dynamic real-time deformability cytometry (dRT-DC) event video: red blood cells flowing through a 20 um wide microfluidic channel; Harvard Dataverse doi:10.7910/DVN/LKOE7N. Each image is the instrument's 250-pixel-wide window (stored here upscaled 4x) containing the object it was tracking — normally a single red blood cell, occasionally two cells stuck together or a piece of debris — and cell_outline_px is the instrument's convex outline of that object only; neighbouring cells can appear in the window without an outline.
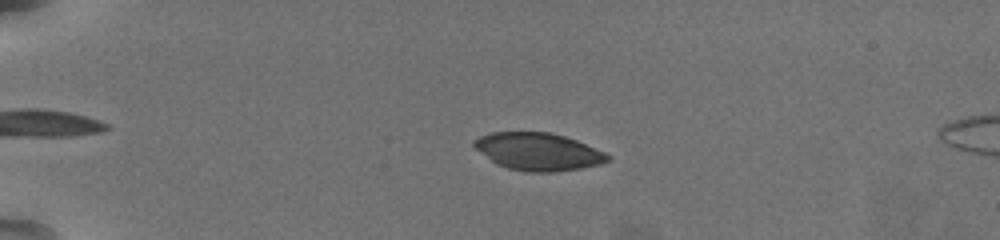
{"species": "common noctule bat (a hibernating species)", "species_latin": "Nyctalus noctula", "temperature_condition": "warm", "stored_images_in_passage": 23, "camera_frame_rate_fps": 3000, "um_per_image_px": 0.085, "animal": {"sex": "female", "body_mass_g": 19.5, "forearm_length_mm": 54.1}, "frame": {"image": 1, "passage_image": 16, "time_ms": 5.0, "image_size_px": [1000, 240], "cell_outline_px": [[608, 160], [596, 164], [580, 168], [548, 172], [528, 172], [508, 168], [492, 160], [476, 148], [472, 144], [480, 136], [492, 132], [548, 132], [564, 136], [576, 140], [604, 152], [608, 156]], "centroid_in_image_um": [45.73, 12.87], "position_along_channel_um": 39.3, "area_um2": 28.38}}